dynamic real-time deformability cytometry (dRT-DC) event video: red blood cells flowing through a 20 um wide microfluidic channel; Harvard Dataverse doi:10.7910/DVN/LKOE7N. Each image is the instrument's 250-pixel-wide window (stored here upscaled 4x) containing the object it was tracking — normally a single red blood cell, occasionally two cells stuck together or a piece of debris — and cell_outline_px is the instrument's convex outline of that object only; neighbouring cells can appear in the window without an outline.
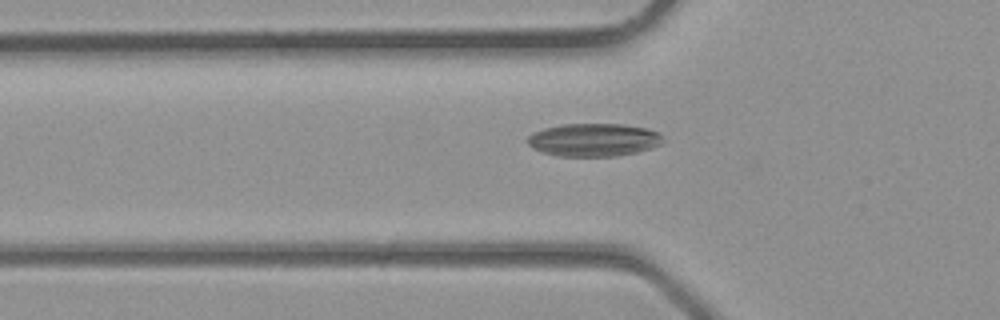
{"species": "common noctule bat (a hibernating species)", "species_latin": "Nyctalus noctula", "temperature_condition": "room temperature", "stored_images_in_passage": 28, "camera_frame_rate_fps": 3000, "um_per_image_px": 0.085, "animal": {"sex": "male", "body_mass_g": 23.1, "forearm_length_mm": 52.7}, "frame": {"image": 1, "passage_image": 7, "time_ms": 2.0, "image_size_px": [1000, 320], "cell_outline_px": [[664, 144], [652, 148], [636, 152], [616, 156], [556, 156], [540, 152], [532, 148], [524, 140], [532, 132], [544, 128], [560, 124], [624, 124], [648, 128], [660, 132]], "centroid_in_image_um": [50.45, 11.88], "position_along_channel_um": 75.4, "area_um2": 26.53}}
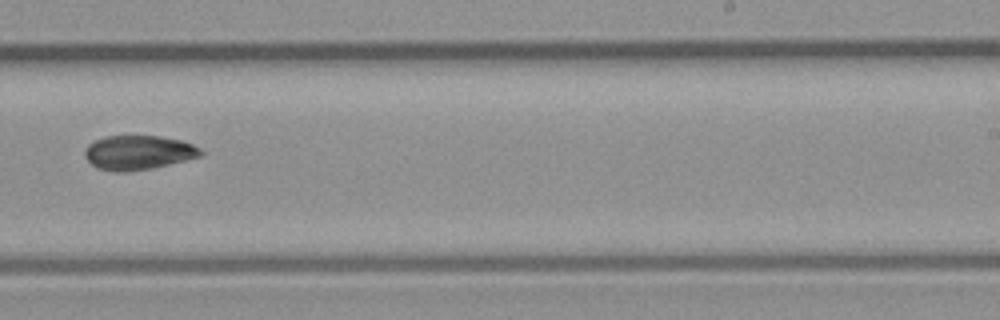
{"frame": {"image": 2, "passage_image": 18, "time_ms": 5.667, "image_size_px": [1000, 320], "cell_outline_px": [[204, 152], [200, 156], [152, 168], [128, 172], [112, 172], [96, 168], [84, 156], [84, 148], [88, 144], [104, 136], [160, 136], [180, 140], [192, 144], [200, 148]], "centroid_in_image_um": [11.71, 12.97], "position_along_channel_um": 277.3, "area_um2": 23.24}}
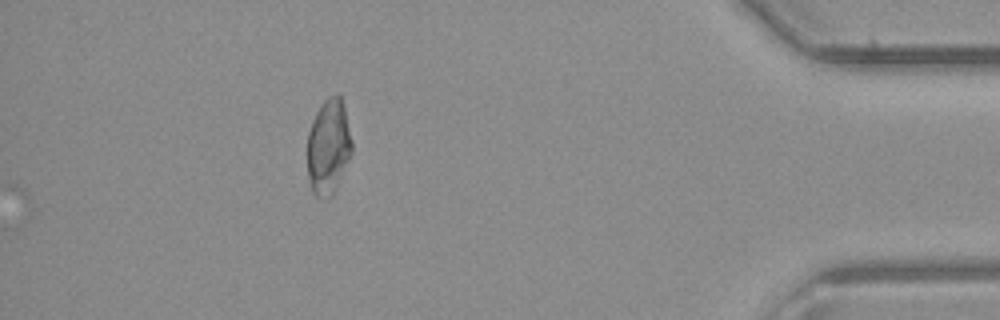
{"frame": {"image": 3, "passage_image": 28, "time_ms": 9.0, "image_size_px": [1000, 320], "cell_outline_px": [[352, 152], [336, 188], [332, 196], [324, 200], [320, 200], [312, 192], [308, 180], [308, 132], [312, 120], [320, 104], [328, 96], [336, 92], [340, 96], [344, 104], [352, 140]], "centroid_in_image_um": [27.92, 12.47], "position_along_channel_um": 407.3, "area_um2": 25.14}}